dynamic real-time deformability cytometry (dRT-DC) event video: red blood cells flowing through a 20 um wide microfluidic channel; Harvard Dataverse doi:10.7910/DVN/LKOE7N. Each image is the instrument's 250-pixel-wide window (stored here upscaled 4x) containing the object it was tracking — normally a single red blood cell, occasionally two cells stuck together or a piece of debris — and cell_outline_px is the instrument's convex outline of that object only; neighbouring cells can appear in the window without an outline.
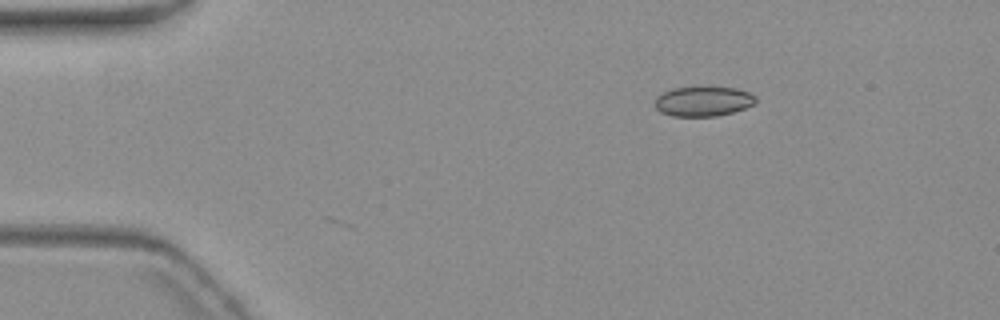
{"species": "common noctule bat (a hibernating species)", "species_latin": "Nyctalus noctula", "temperature_condition": "warm", "stored_images_in_passage": 2, "camera_frame_rate_fps": 3000, "um_per_image_px": 0.085, "animal": {"sex": "female", "body_mass_g": 19.3, "forearm_length_mm": 54.1}, "frame": {"image": 1, "passage_image": 2, "time_ms": 1.333, "image_size_px": [1000, 320], "cell_outline_px": [[756, 104], [732, 112], [716, 116], [672, 116], [660, 112], [656, 108], [656, 96], [672, 88], [736, 88], [748, 92], [756, 96]], "centroid_in_image_um": [59.78, 8.62], "position_along_channel_um": 25.2, "area_um2": 17.28}}